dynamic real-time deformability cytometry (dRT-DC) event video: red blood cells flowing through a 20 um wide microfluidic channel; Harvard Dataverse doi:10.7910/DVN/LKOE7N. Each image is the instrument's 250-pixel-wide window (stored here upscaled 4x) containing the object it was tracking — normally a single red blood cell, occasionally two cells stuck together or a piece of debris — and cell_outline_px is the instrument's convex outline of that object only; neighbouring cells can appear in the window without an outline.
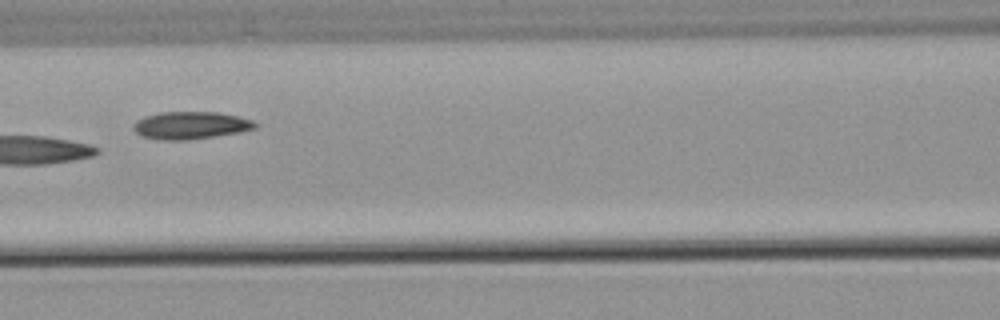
{"species": "common noctule bat (a hibernating species)", "species_latin": "Nyctalus noctula", "temperature_condition": "warm", "stored_images_in_passage": 5, "camera_frame_rate_fps": 3000, "um_per_image_px": 0.085, "animal": {"sex": "male", "body_mass_g": 21.5, "forearm_length_mm": 52.0}, "frame": {"image": 1, "passage_image": 4, "time_ms": 3.667, "image_size_px": [1000, 320], "cell_outline_px": [[260, 124], [256, 128], [240, 132], [188, 140], [160, 140], [140, 136], [132, 128], [132, 124], [136, 120], [144, 116], [160, 112], [220, 112], [252, 120]], "centroid_in_image_um": [16.18, 10.65], "position_along_channel_um": 150.4, "area_um2": 19.71}}